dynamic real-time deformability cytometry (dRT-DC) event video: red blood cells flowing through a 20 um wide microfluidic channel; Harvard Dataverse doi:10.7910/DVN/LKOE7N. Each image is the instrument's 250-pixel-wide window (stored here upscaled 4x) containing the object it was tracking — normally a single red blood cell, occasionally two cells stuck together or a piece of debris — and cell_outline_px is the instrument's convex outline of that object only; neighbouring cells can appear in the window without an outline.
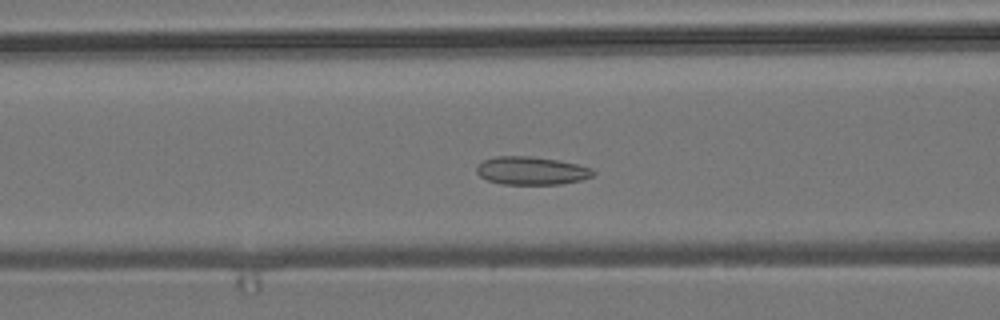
{"species": "common noctule bat (a hibernating species)", "species_latin": "Nyctalus noctula", "temperature_condition": "room temperature", "stored_images_in_passage": 44, "camera_frame_rate_fps": 3000, "um_per_image_px": 0.085, "animal": {"sex": "male", "body_mass_g": 19.2, "forearm_length_mm": 51.8}, "frame": {"image": 1, "passage_image": 11, "time_ms": 3.333, "image_size_px": [1000, 320], "cell_outline_px": [[596, 172], [592, 176], [580, 180], [560, 184], [500, 184], [488, 180], [480, 176], [476, 172], [476, 168], [484, 160], [496, 156], [532, 156], [556, 160], [576, 164], [592, 168]], "centroid_in_image_um": [45.17, 14.51], "position_along_channel_um": 121.4, "area_um2": 18.96}}
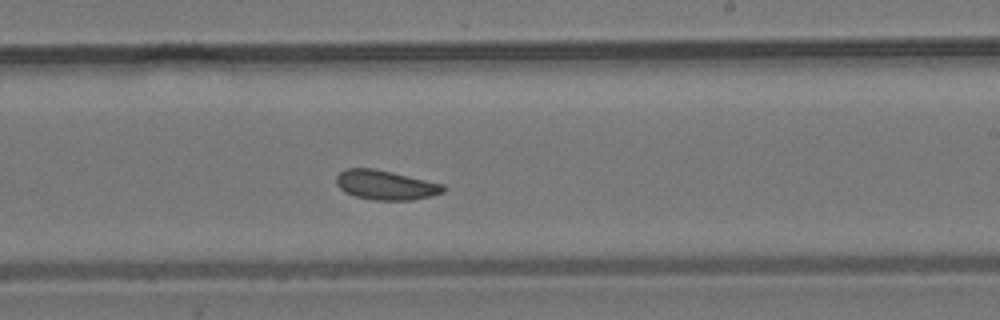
{"frame": {"image": 2, "passage_image": 22, "time_ms": 7.0, "image_size_px": [1000, 320], "cell_outline_px": [[448, 188], [444, 192], [432, 196], [412, 200], [372, 200], [356, 196], [340, 188], [336, 184], [336, 176], [340, 172], [348, 168], [372, 168], [392, 172], [444, 184]], "centroid_in_image_um": [32.83, 15.73], "position_along_channel_um": 256.2, "area_um2": 18.38}}
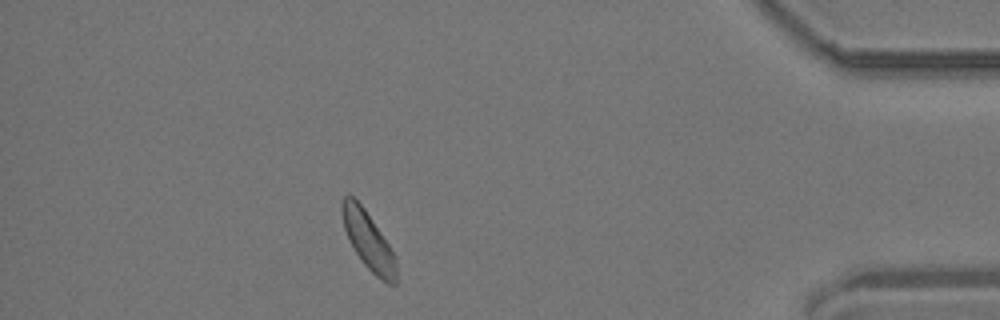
{"frame": {"image": 3, "passage_image": 38, "time_ms": 12.333, "image_size_px": [1000, 320], "cell_outline_px": [[396, 284], [388, 284], [380, 280], [364, 264], [356, 252], [344, 228], [340, 208], [340, 200], [344, 196], [352, 196], [364, 208], [396, 256]], "centroid_in_image_um": [31.3, 20.46], "position_along_channel_um": 403.9, "area_um2": 17.98}, "authors_computed_cell_mechanics": {"area_um2": 18.3804, "velocity_mm_per_s": 3.6815, "shape_relaxation_time_tau1_ms": null, "shape_relaxation_time_tau2_ms": 2.1488, "deformation_change_tau1": null, "deformation_change_tau2": 0.0691}}